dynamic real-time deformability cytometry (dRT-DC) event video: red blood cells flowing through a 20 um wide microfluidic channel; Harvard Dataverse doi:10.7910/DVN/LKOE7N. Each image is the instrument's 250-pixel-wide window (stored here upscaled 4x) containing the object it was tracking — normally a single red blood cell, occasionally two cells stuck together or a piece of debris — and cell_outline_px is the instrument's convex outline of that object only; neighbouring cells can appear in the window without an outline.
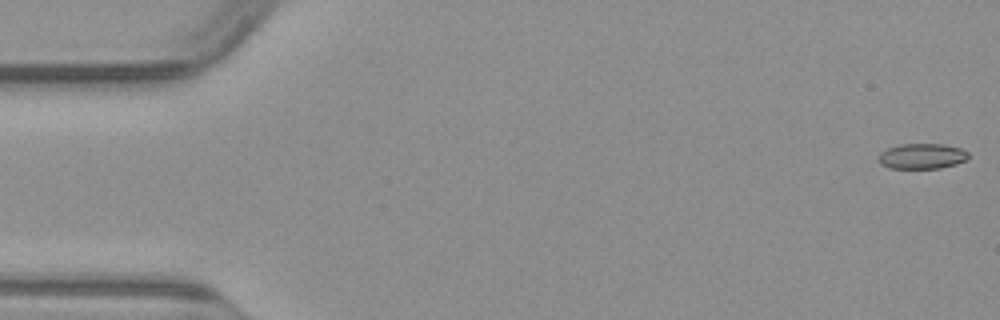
{"species": "common noctule bat (a hibernating species)", "species_latin": "Nyctalus noctula", "temperature_condition": "warm", "stored_images_in_passage": 50, "camera_frame_rate_fps": 3000, "um_per_image_px": 0.085, "animal": {"sex": "male", "body_mass_g": 23.1, "forearm_length_mm": 52.7}, "frame": {"image": 1, "passage_image": 1, "time_ms": 0.0, "image_size_px": [1000, 320], "cell_outline_px": [[968, 160], [956, 164], [940, 168], [888, 168], [880, 164], [880, 152], [888, 148], [900, 144], [944, 144], [960, 148], [968, 152]], "centroid_in_image_um": [78.39, 13.27], "position_along_channel_um": 6.6, "area_um2": 13.29}}
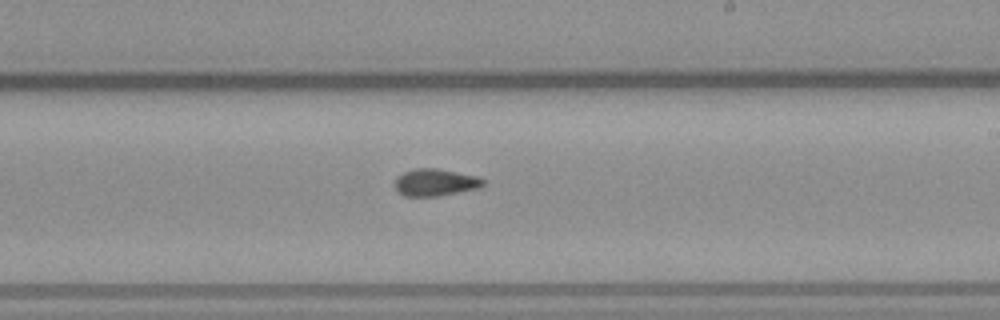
{"frame": {"image": 2, "passage_image": 29, "time_ms": 9.333, "image_size_px": [1000, 320], "cell_outline_px": [[484, 184], [480, 188], [440, 196], [404, 196], [396, 188], [396, 176], [404, 172], [416, 168], [436, 168], [480, 176], [484, 180]], "centroid_in_image_um": [37.05, 15.5], "position_along_channel_um": 252.0, "area_um2": 14.05}}
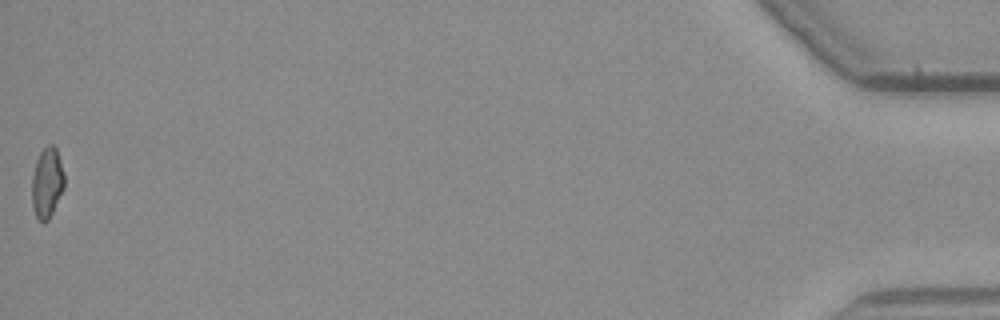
{"frame": {"image": 3, "passage_image": 50, "time_ms": 16.333, "image_size_px": [1000, 320], "cell_outline_px": [[64, 188], [48, 220], [40, 220], [36, 216], [32, 204], [32, 176], [36, 160], [40, 152], [48, 144], [52, 144], [56, 148], [64, 172]], "centroid_in_image_um": [4.0, 15.49], "position_along_channel_um": 431.2, "area_um2": 13.12}}